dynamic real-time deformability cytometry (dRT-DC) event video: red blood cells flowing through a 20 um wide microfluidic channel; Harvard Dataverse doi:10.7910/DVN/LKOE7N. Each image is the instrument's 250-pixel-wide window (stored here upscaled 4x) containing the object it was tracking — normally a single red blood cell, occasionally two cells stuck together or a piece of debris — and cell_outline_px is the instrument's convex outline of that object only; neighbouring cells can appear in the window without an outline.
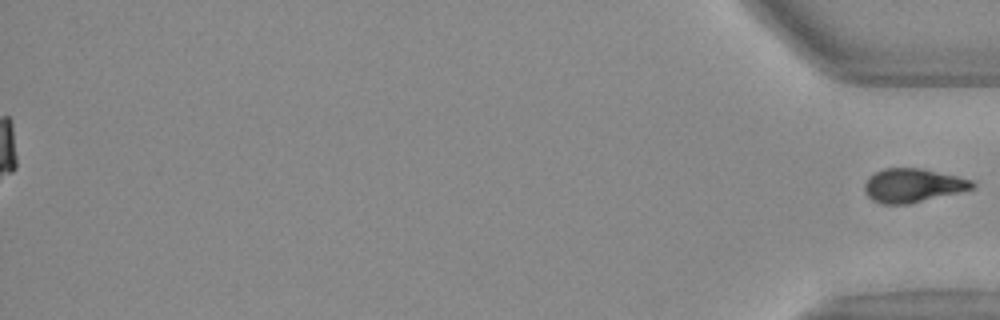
{"species": "Egyptian fruit bat (a non-hibernating species)", "species_latin": "Rousettus aegyptiacus", "temperature_condition": "warm", "stored_images_in_passage": 36, "camera_frame_rate_fps": 3000, "um_per_image_px": 0.085, "animal": {"sex": "female"}, "frame": {"image": 1, "passage_image": 36, "time_ms": 11.667, "image_size_px": [1000, 320], "cell_outline_px": [[976, 184], [972, 188], [960, 192], [908, 204], [880, 204], [872, 200], [868, 196], [864, 188], [864, 184], [876, 172], [884, 168], [920, 168], [956, 176], [972, 180]], "centroid_in_image_um": [77.58, 15.77], "position_along_channel_um": 357.6, "area_um2": 20.92}}